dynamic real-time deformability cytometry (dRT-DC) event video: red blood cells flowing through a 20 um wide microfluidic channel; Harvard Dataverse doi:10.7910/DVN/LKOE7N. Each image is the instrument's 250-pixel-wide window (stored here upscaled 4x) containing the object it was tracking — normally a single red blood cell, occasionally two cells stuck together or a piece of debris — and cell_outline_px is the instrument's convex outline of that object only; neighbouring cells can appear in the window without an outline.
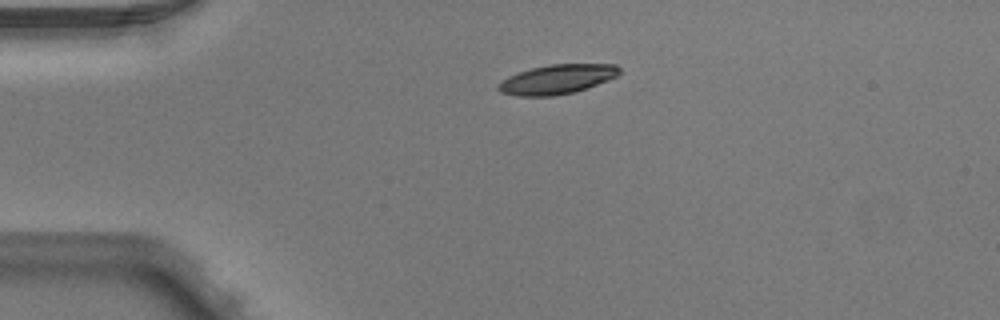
{"species": "Egyptian fruit bat (a non-hibernating species)", "species_latin": "Rousettus aegyptiacus", "temperature_condition": "warm", "stored_images_in_passage": 2, "camera_frame_rate_fps": 3000, "um_per_image_px": 0.085, "animal": {"sex": "male"}, "frame": {"image": 1, "passage_image": 1, "time_ms": 0.0, "image_size_px": [1000, 320], "cell_outline_px": [[620, 72], [616, 76], [608, 80], [572, 92], [552, 96], [516, 96], [500, 92], [496, 88], [496, 84], [508, 76], [532, 68], [552, 64], [616, 64], [620, 68]], "centroid_in_image_um": [47.3, 6.74], "position_along_channel_um": 37.7, "area_um2": 20.58}}